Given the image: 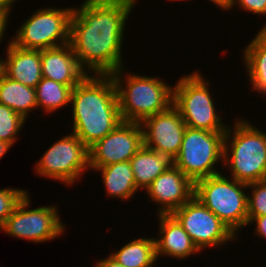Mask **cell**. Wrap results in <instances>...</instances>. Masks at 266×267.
Listing matches in <instances>:
<instances>
[{"instance_id":"cell-1","label":"cell","mask_w":266,"mask_h":267,"mask_svg":"<svg viewBox=\"0 0 266 267\" xmlns=\"http://www.w3.org/2000/svg\"><path fill=\"white\" fill-rule=\"evenodd\" d=\"M136 1L85 0L74 8L69 44L88 75H111L124 67L122 41Z\"/></svg>"},{"instance_id":"cell-2","label":"cell","mask_w":266,"mask_h":267,"mask_svg":"<svg viewBox=\"0 0 266 267\" xmlns=\"http://www.w3.org/2000/svg\"><path fill=\"white\" fill-rule=\"evenodd\" d=\"M72 133L88 148L123 122L111 75H87L71 92Z\"/></svg>"},{"instance_id":"cell-3","label":"cell","mask_w":266,"mask_h":267,"mask_svg":"<svg viewBox=\"0 0 266 267\" xmlns=\"http://www.w3.org/2000/svg\"><path fill=\"white\" fill-rule=\"evenodd\" d=\"M250 123L237 119L224 139L223 165L231 178L245 184L266 180V133Z\"/></svg>"},{"instance_id":"cell-4","label":"cell","mask_w":266,"mask_h":267,"mask_svg":"<svg viewBox=\"0 0 266 267\" xmlns=\"http://www.w3.org/2000/svg\"><path fill=\"white\" fill-rule=\"evenodd\" d=\"M124 70L125 67H122L111 74L123 121L141 123L150 116L166 111L172 105L173 87L163 79L125 74ZM122 75L126 76L124 80Z\"/></svg>"},{"instance_id":"cell-5","label":"cell","mask_w":266,"mask_h":267,"mask_svg":"<svg viewBox=\"0 0 266 267\" xmlns=\"http://www.w3.org/2000/svg\"><path fill=\"white\" fill-rule=\"evenodd\" d=\"M247 184L222 173L194 183V197L212 211L232 232L248 225Z\"/></svg>"},{"instance_id":"cell-6","label":"cell","mask_w":266,"mask_h":267,"mask_svg":"<svg viewBox=\"0 0 266 267\" xmlns=\"http://www.w3.org/2000/svg\"><path fill=\"white\" fill-rule=\"evenodd\" d=\"M209 80L199 71L179 78L173 87L172 105L179 111L186 126L210 132H226L221 115L216 112L215 99L209 91Z\"/></svg>"},{"instance_id":"cell-7","label":"cell","mask_w":266,"mask_h":267,"mask_svg":"<svg viewBox=\"0 0 266 267\" xmlns=\"http://www.w3.org/2000/svg\"><path fill=\"white\" fill-rule=\"evenodd\" d=\"M224 139L225 132H210L187 127L173 164L193 183L220 174L215 165L221 160L224 161Z\"/></svg>"},{"instance_id":"cell-8","label":"cell","mask_w":266,"mask_h":267,"mask_svg":"<svg viewBox=\"0 0 266 267\" xmlns=\"http://www.w3.org/2000/svg\"><path fill=\"white\" fill-rule=\"evenodd\" d=\"M74 7L38 9L16 30L10 41L24 49L45 50L69 43Z\"/></svg>"},{"instance_id":"cell-9","label":"cell","mask_w":266,"mask_h":267,"mask_svg":"<svg viewBox=\"0 0 266 267\" xmlns=\"http://www.w3.org/2000/svg\"><path fill=\"white\" fill-rule=\"evenodd\" d=\"M29 197L27 192L0 230L9 236L38 244L62 236L65 232V224L58 214V205L51 204L28 209L31 204Z\"/></svg>"},{"instance_id":"cell-10","label":"cell","mask_w":266,"mask_h":267,"mask_svg":"<svg viewBox=\"0 0 266 267\" xmlns=\"http://www.w3.org/2000/svg\"><path fill=\"white\" fill-rule=\"evenodd\" d=\"M35 173L68 186L89 167V148L74 134L56 140L35 163Z\"/></svg>"},{"instance_id":"cell-11","label":"cell","mask_w":266,"mask_h":267,"mask_svg":"<svg viewBox=\"0 0 266 267\" xmlns=\"http://www.w3.org/2000/svg\"><path fill=\"white\" fill-rule=\"evenodd\" d=\"M171 215L188 233L200 252L206 247H222L237 239L232 230L194 196Z\"/></svg>"},{"instance_id":"cell-12","label":"cell","mask_w":266,"mask_h":267,"mask_svg":"<svg viewBox=\"0 0 266 267\" xmlns=\"http://www.w3.org/2000/svg\"><path fill=\"white\" fill-rule=\"evenodd\" d=\"M143 146L140 123L123 121L112 132L89 148V167L130 161Z\"/></svg>"},{"instance_id":"cell-13","label":"cell","mask_w":266,"mask_h":267,"mask_svg":"<svg viewBox=\"0 0 266 267\" xmlns=\"http://www.w3.org/2000/svg\"><path fill=\"white\" fill-rule=\"evenodd\" d=\"M140 125L143 146L168 155L172 160L178 155L187 126L173 105L164 112L144 119Z\"/></svg>"},{"instance_id":"cell-14","label":"cell","mask_w":266,"mask_h":267,"mask_svg":"<svg viewBox=\"0 0 266 267\" xmlns=\"http://www.w3.org/2000/svg\"><path fill=\"white\" fill-rule=\"evenodd\" d=\"M157 214H171L194 196V183L174 164L159 175L146 189Z\"/></svg>"},{"instance_id":"cell-15","label":"cell","mask_w":266,"mask_h":267,"mask_svg":"<svg viewBox=\"0 0 266 267\" xmlns=\"http://www.w3.org/2000/svg\"><path fill=\"white\" fill-rule=\"evenodd\" d=\"M42 77L74 88L88 74L81 68L70 44L41 50Z\"/></svg>"},{"instance_id":"cell-16","label":"cell","mask_w":266,"mask_h":267,"mask_svg":"<svg viewBox=\"0 0 266 267\" xmlns=\"http://www.w3.org/2000/svg\"><path fill=\"white\" fill-rule=\"evenodd\" d=\"M159 238H155L156 257L162 255L186 259L190 255L199 253L191 237L171 214H158Z\"/></svg>"},{"instance_id":"cell-17","label":"cell","mask_w":266,"mask_h":267,"mask_svg":"<svg viewBox=\"0 0 266 267\" xmlns=\"http://www.w3.org/2000/svg\"><path fill=\"white\" fill-rule=\"evenodd\" d=\"M5 75L25 86L36 88L42 79L41 50L24 49L8 41Z\"/></svg>"},{"instance_id":"cell-18","label":"cell","mask_w":266,"mask_h":267,"mask_svg":"<svg viewBox=\"0 0 266 267\" xmlns=\"http://www.w3.org/2000/svg\"><path fill=\"white\" fill-rule=\"evenodd\" d=\"M130 163L137 189L146 190L159 175L173 165V160L168 155L142 146L130 159Z\"/></svg>"},{"instance_id":"cell-19","label":"cell","mask_w":266,"mask_h":267,"mask_svg":"<svg viewBox=\"0 0 266 267\" xmlns=\"http://www.w3.org/2000/svg\"><path fill=\"white\" fill-rule=\"evenodd\" d=\"M101 172L106 193L110 197L128 201L138 189L136 187L130 161L106 165L99 168H90Z\"/></svg>"},{"instance_id":"cell-20","label":"cell","mask_w":266,"mask_h":267,"mask_svg":"<svg viewBox=\"0 0 266 267\" xmlns=\"http://www.w3.org/2000/svg\"><path fill=\"white\" fill-rule=\"evenodd\" d=\"M244 48L243 62L251 89L266 96V30H259Z\"/></svg>"},{"instance_id":"cell-21","label":"cell","mask_w":266,"mask_h":267,"mask_svg":"<svg viewBox=\"0 0 266 267\" xmlns=\"http://www.w3.org/2000/svg\"><path fill=\"white\" fill-rule=\"evenodd\" d=\"M0 104L8 106L27 120L29 113L38 109L36 89L5 75L0 80Z\"/></svg>"},{"instance_id":"cell-22","label":"cell","mask_w":266,"mask_h":267,"mask_svg":"<svg viewBox=\"0 0 266 267\" xmlns=\"http://www.w3.org/2000/svg\"><path fill=\"white\" fill-rule=\"evenodd\" d=\"M110 256L125 267H154L158 261L155 238L134 239Z\"/></svg>"},{"instance_id":"cell-23","label":"cell","mask_w":266,"mask_h":267,"mask_svg":"<svg viewBox=\"0 0 266 267\" xmlns=\"http://www.w3.org/2000/svg\"><path fill=\"white\" fill-rule=\"evenodd\" d=\"M35 89L38 108L47 114L70 104L73 88L68 85L42 77Z\"/></svg>"},{"instance_id":"cell-24","label":"cell","mask_w":266,"mask_h":267,"mask_svg":"<svg viewBox=\"0 0 266 267\" xmlns=\"http://www.w3.org/2000/svg\"><path fill=\"white\" fill-rule=\"evenodd\" d=\"M26 120L6 105L0 104V140L11 145L17 141L18 133ZM17 135V136H16Z\"/></svg>"},{"instance_id":"cell-25","label":"cell","mask_w":266,"mask_h":267,"mask_svg":"<svg viewBox=\"0 0 266 267\" xmlns=\"http://www.w3.org/2000/svg\"><path fill=\"white\" fill-rule=\"evenodd\" d=\"M252 189L248 194V217L266 215V180L247 184Z\"/></svg>"},{"instance_id":"cell-26","label":"cell","mask_w":266,"mask_h":267,"mask_svg":"<svg viewBox=\"0 0 266 267\" xmlns=\"http://www.w3.org/2000/svg\"><path fill=\"white\" fill-rule=\"evenodd\" d=\"M26 193L24 189L10 187L0 189V228Z\"/></svg>"},{"instance_id":"cell-27","label":"cell","mask_w":266,"mask_h":267,"mask_svg":"<svg viewBox=\"0 0 266 267\" xmlns=\"http://www.w3.org/2000/svg\"><path fill=\"white\" fill-rule=\"evenodd\" d=\"M235 5L255 15H266V0H234L233 7ZM260 30H266V23Z\"/></svg>"},{"instance_id":"cell-28","label":"cell","mask_w":266,"mask_h":267,"mask_svg":"<svg viewBox=\"0 0 266 267\" xmlns=\"http://www.w3.org/2000/svg\"><path fill=\"white\" fill-rule=\"evenodd\" d=\"M257 224L255 233L257 236L263 237L262 239H266V215L264 216H256V217H248V226L250 223Z\"/></svg>"},{"instance_id":"cell-29","label":"cell","mask_w":266,"mask_h":267,"mask_svg":"<svg viewBox=\"0 0 266 267\" xmlns=\"http://www.w3.org/2000/svg\"><path fill=\"white\" fill-rule=\"evenodd\" d=\"M9 16L10 14L7 11L0 9V42L5 38L4 33L7 30Z\"/></svg>"},{"instance_id":"cell-30","label":"cell","mask_w":266,"mask_h":267,"mask_svg":"<svg viewBox=\"0 0 266 267\" xmlns=\"http://www.w3.org/2000/svg\"><path fill=\"white\" fill-rule=\"evenodd\" d=\"M96 263V267H125L124 265L118 263L114 258L110 255L104 259L98 260Z\"/></svg>"},{"instance_id":"cell-31","label":"cell","mask_w":266,"mask_h":267,"mask_svg":"<svg viewBox=\"0 0 266 267\" xmlns=\"http://www.w3.org/2000/svg\"><path fill=\"white\" fill-rule=\"evenodd\" d=\"M214 3V5H218L220 7L219 9L222 8V10H231L234 4V0H210Z\"/></svg>"},{"instance_id":"cell-32","label":"cell","mask_w":266,"mask_h":267,"mask_svg":"<svg viewBox=\"0 0 266 267\" xmlns=\"http://www.w3.org/2000/svg\"><path fill=\"white\" fill-rule=\"evenodd\" d=\"M17 0H0V9L7 11L11 14L12 6L15 4ZM13 4V5H12Z\"/></svg>"},{"instance_id":"cell-33","label":"cell","mask_w":266,"mask_h":267,"mask_svg":"<svg viewBox=\"0 0 266 267\" xmlns=\"http://www.w3.org/2000/svg\"><path fill=\"white\" fill-rule=\"evenodd\" d=\"M11 146V144L0 140V160L7 153V151L10 150Z\"/></svg>"},{"instance_id":"cell-34","label":"cell","mask_w":266,"mask_h":267,"mask_svg":"<svg viewBox=\"0 0 266 267\" xmlns=\"http://www.w3.org/2000/svg\"><path fill=\"white\" fill-rule=\"evenodd\" d=\"M5 76V60L0 57V80Z\"/></svg>"}]
</instances>
